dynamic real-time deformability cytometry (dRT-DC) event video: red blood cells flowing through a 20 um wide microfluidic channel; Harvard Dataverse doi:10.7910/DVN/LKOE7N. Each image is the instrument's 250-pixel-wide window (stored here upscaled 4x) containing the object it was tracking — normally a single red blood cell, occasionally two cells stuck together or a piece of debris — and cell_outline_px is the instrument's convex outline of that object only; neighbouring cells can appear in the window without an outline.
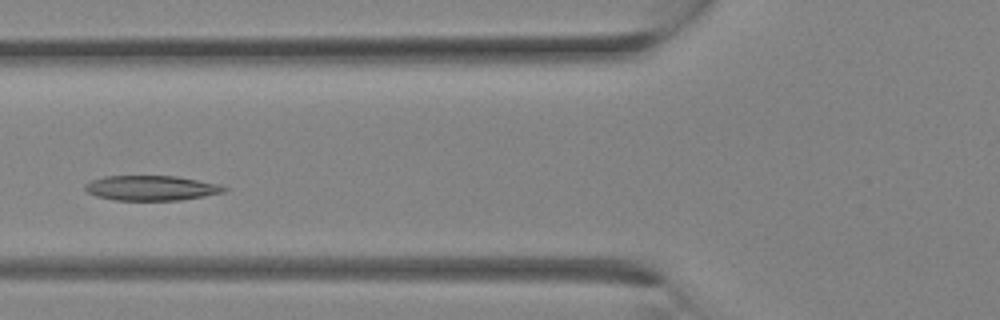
{"species": "Egyptian fruit bat (a non-hibernating species)", "species_latin": "Rousettus aegyptiacus", "temperature_condition": "room temperature", "stored_images_in_passage": 13, "camera_frame_rate_fps": 3000, "um_per_image_px": 0.085, "animal": {"sex": "female"}, "frame": {"image": 1, "passage_image": 8, "time_ms": 2.333, "image_size_px": [1000, 320], "cell_outline_px": [[228, 188], [224, 192], [204, 196], [180, 200], [116, 200], [96, 196], [88, 192], [84, 188], [84, 184], [92, 180], [104, 176], [176, 176], [220, 184]], "centroid_in_image_um": [12.86, 15.98], "position_along_channel_um": 112.9, "area_um2": 20.17}}
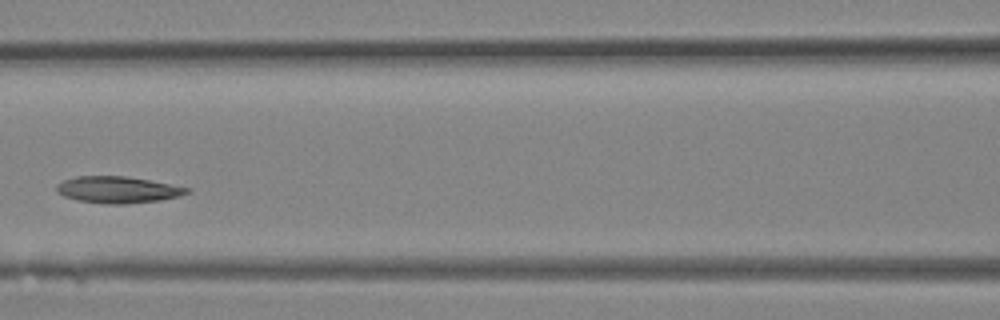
{"frame": {"image": 2, "passage_image": 10, "time_ms": 3.0, "image_size_px": [1000, 320], "cell_outline_px": [[192, 192], [180, 196], [160, 200], [128, 204], [104, 204], [76, 200], [64, 196], [56, 192], [56, 184], [64, 180], [76, 176], [124, 176], [148, 180], [192, 188]], "centroid_in_image_um": [10.02, 16.13], "position_along_channel_um": 156.6, "area_um2": 20.4}}
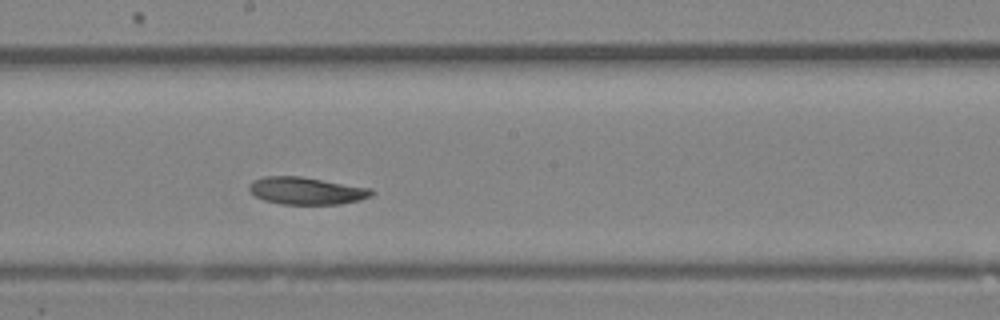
{"frame": {"image": 3, "passage_image": 13, "time_ms": 4.0, "image_size_px": [1000, 320], "cell_outline_px": [[376, 192], [372, 196], [360, 200], [340, 204], [280, 204], [264, 200], [256, 196], [248, 188], [248, 184], [264, 176], [300, 176], [372, 188]], "centroid_in_image_um": [26.09, 16.22], "position_along_channel_um": 222.1, "area_um2": 19.54}}